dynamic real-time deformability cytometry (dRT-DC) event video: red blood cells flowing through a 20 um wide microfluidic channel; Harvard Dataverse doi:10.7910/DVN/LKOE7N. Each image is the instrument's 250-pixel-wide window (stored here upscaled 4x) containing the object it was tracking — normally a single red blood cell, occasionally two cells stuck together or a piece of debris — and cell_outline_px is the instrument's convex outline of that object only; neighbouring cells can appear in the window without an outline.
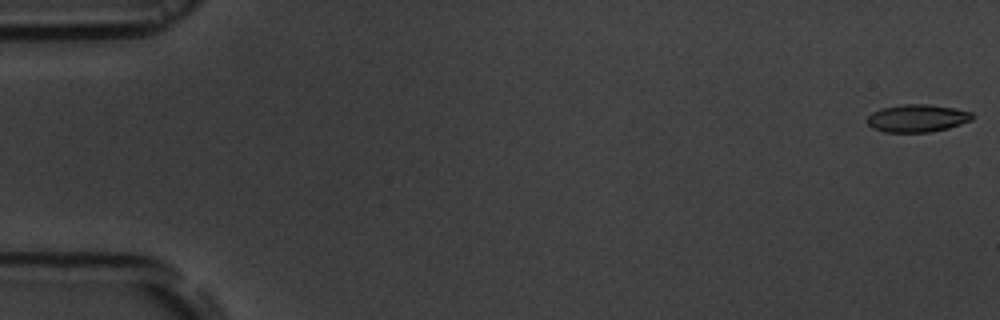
{"species": "common noctule bat (a hibernating species)", "species_latin": "Nyctalus noctula", "temperature_condition": "room temperature", "stored_images_in_passage": 53, "camera_frame_rate_fps": 3000, "um_per_image_px": 0.085, "animal": {"sex": "male", "body_mass_g": 19.5, "forearm_length_mm": 54.6}, "frame": {"image": 1, "passage_image": 1, "time_ms": 0.0, "image_size_px": [1000, 320], "cell_outline_px": [[972, 120], [948, 128], [932, 132], [884, 132], [872, 128], [868, 124], [868, 116], [872, 112], [880, 108], [904, 104], [928, 104], [952, 108], [972, 112]], "centroid_in_image_um": [77.94, 10.05], "position_along_channel_um": 7.1, "area_um2": 16.88}}
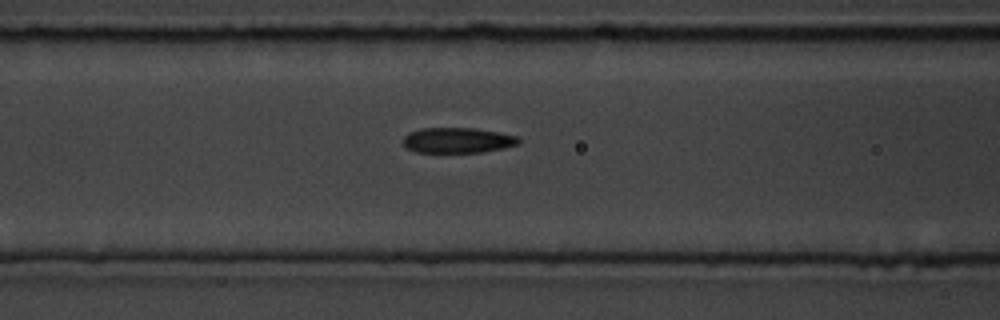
{"frame": {"image": 2, "passage_image": 22, "time_ms": 7.0, "image_size_px": [1000, 320], "cell_outline_px": [[520, 144], [504, 148], [480, 152], [416, 152], [408, 148], [404, 144], [404, 136], [408, 132], [420, 128], [476, 128], [500, 132], [516, 136], [520, 140]], "centroid_in_image_um": [38.91, 11.91], "position_along_channel_um": 127.7, "area_um2": 17.11}}
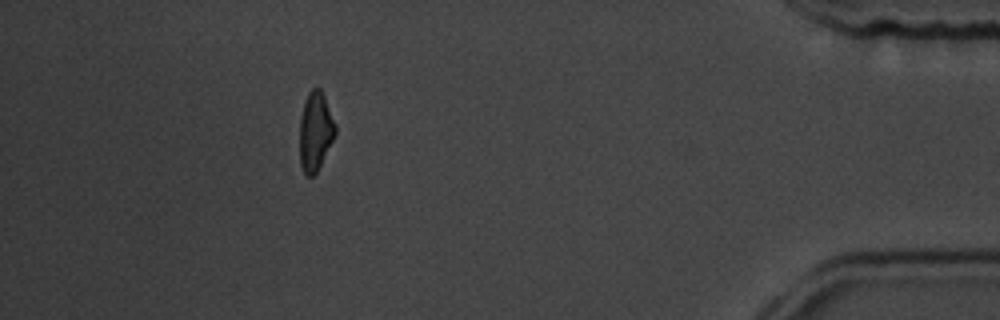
{"frame": {"image": 3, "passage_image": 48, "time_ms": 15.667, "image_size_px": [1000, 320], "cell_outline_px": [[336, 132], [316, 172], [312, 176], [308, 176], [304, 172], [300, 164], [300, 116], [304, 100], [308, 92], [312, 88], [320, 88], [324, 96], [336, 124]], "centroid_in_image_um": [26.79, 11.12], "position_along_channel_um": 408.4, "area_um2": 16.18}, "authors_computed_cell_mechanics": {"area_um2": 17.34, "velocity_mm_per_s": 3.8585, "shape_relaxation_time_tau1_ms": 4.4582, "shape_relaxation_time_tau2_ms": 5.7575, "deformation_change_tau1": 0.1465, "deformation_change_tau2": 0.143}}